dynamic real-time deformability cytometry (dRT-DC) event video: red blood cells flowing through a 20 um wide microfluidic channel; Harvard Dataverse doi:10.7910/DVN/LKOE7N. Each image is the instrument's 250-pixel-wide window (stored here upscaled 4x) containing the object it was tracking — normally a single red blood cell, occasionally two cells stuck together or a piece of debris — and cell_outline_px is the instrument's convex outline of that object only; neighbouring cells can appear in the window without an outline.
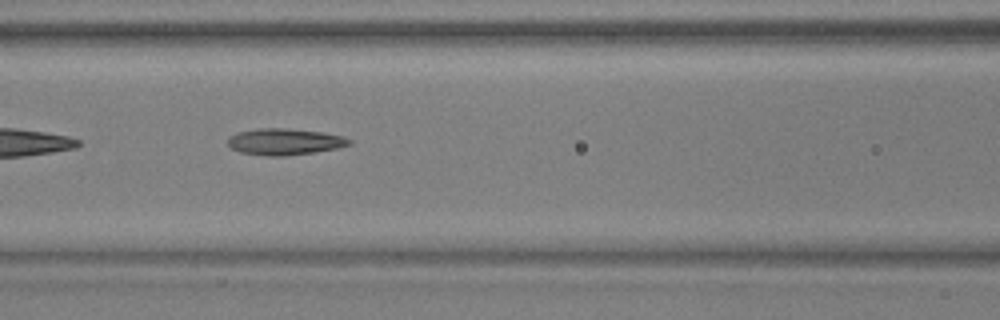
{"species": "common noctule bat (a hibernating species)", "species_latin": "Nyctalus noctula", "temperature_condition": "warm", "stored_images_in_passage": 34, "camera_frame_rate_fps": 3000, "um_per_image_px": 0.085, "animal": {"sex": "male", "body_mass_g": 17.9, "forearm_length_mm": 54.2}, "frame": {"image": 1, "passage_image": 6, "time_ms": 1.667, "image_size_px": [1000, 320], "cell_outline_px": [[352, 144], [336, 148], [316, 152], [284, 156], [268, 156], [240, 152], [232, 148], [228, 144], [228, 136], [240, 132], [260, 128], [284, 128], [324, 132], [344, 136], [352, 140]], "centroid_in_image_um": [24.23, 12.04], "position_along_channel_um": 142.4, "area_um2": 18.73}}
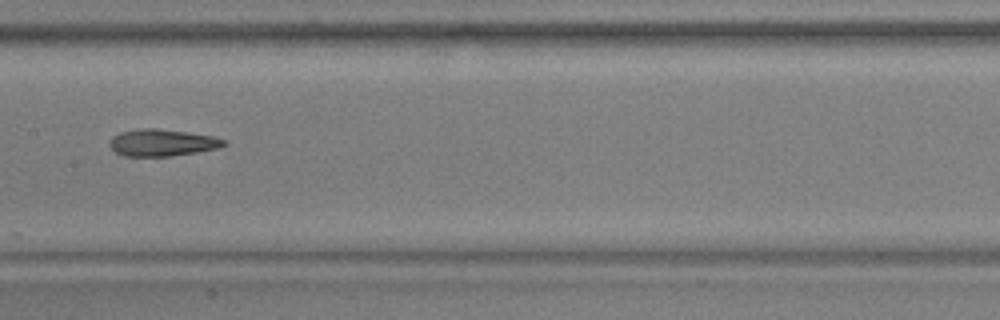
{"frame": {"image": 2, "passage_image": 10, "time_ms": 3.0, "image_size_px": [1000, 320], "cell_outline_px": [[228, 144], [216, 148], [196, 152], [168, 156], [124, 156], [116, 152], [108, 144], [108, 140], [112, 136], [120, 132], [140, 128], [156, 128], [212, 136], [224, 140]], "centroid_in_image_um": [13.71, 12.12], "position_along_channel_um": 193.7, "area_um2": 17.74}}